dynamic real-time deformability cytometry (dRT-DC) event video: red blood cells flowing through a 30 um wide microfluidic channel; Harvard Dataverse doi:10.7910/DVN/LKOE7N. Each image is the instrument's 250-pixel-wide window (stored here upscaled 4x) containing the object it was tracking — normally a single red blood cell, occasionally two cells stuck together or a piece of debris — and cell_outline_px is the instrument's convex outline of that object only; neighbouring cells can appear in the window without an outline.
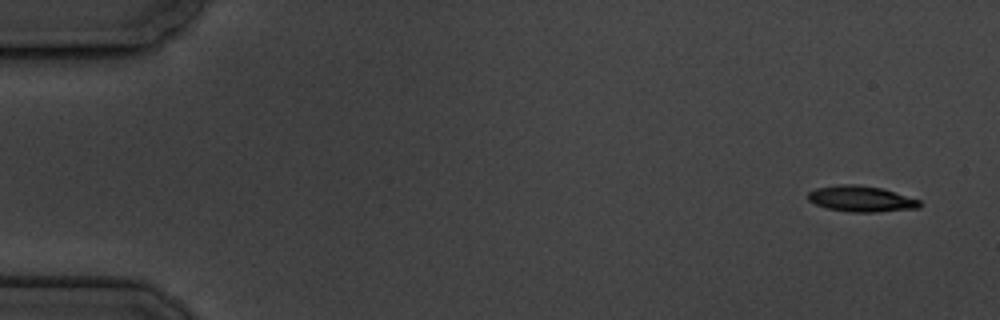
{"species": "common noctule bat (a hibernating species)", "species_latin": "Nyctalus noctula", "temperature_condition": "cold", "stored_images_in_passage": 4, "camera_frame_rate_fps": 3000, "um_per_image_px": 0.085, "animal": {"sex": "male", "body_mass_g": 19.5, "forearm_length_mm": 54.6}, "frame": {"image": 1, "passage_image": 1, "time_ms": 0.0, "image_size_px": [1000, 320], "cell_outline_px": [[920, 208], [876, 212], [852, 212], [828, 208], [816, 204], [808, 200], [808, 192], [816, 188], [840, 184], [856, 184], [880, 188], [920, 200]], "centroid_in_image_um": [73.18, 16.9], "position_along_channel_um": 11.8, "area_um2": 16.65}}
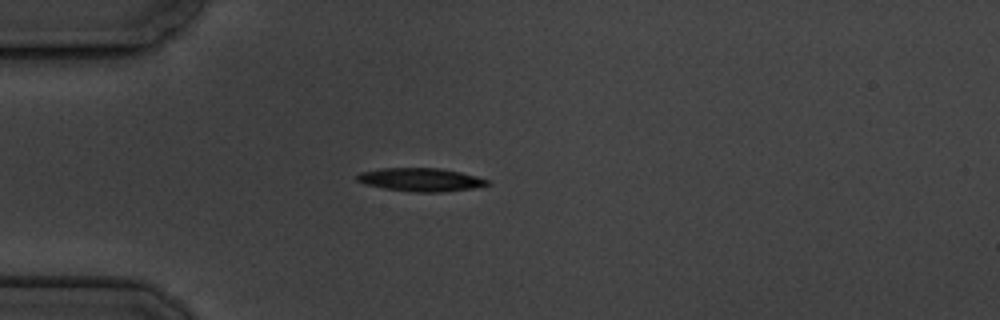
{"frame": {"image": 2, "passage_image": 4, "time_ms": 4.333, "image_size_px": [1000, 320], "cell_outline_px": [[492, 184], [472, 188], [440, 192], [416, 192], [384, 188], [364, 184], [356, 180], [356, 176], [360, 172], [384, 168], [440, 168], [460, 172], [476, 176], [488, 180]], "centroid_in_image_um": [35.75, 15.27], "position_along_channel_um": 49.2, "area_um2": 17.57}}